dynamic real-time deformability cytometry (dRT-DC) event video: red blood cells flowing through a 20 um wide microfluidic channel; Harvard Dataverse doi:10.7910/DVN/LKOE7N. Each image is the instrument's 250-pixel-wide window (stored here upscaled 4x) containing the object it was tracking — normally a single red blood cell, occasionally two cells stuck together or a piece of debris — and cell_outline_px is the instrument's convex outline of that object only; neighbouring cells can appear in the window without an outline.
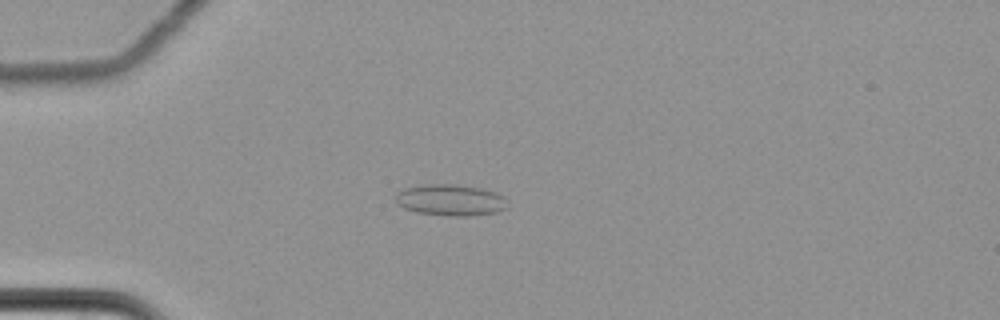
{"species": "common noctule bat (a hibernating species)", "species_latin": "Nyctalus noctula", "temperature_condition": "cold", "stored_images_in_passage": 61, "camera_frame_rate_fps": 3000, "um_per_image_px": 0.085, "animal": {"sex": "female", "body_mass_g": 22.7, "forearm_length_mm": 54.2}, "frame": {"image": 1, "passage_image": 18, "time_ms": 5.667, "image_size_px": [1000, 320], "cell_outline_px": [[508, 208], [496, 212], [468, 216], [448, 216], [416, 212], [404, 208], [396, 204], [396, 192], [404, 188], [424, 184], [452, 184], [480, 188], [496, 192], [504, 196], [508, 200]], "centroid_in_image_um": [38.3, 17.0], "position_along_channel_um": 46.7, "area_um2": 20.69}}
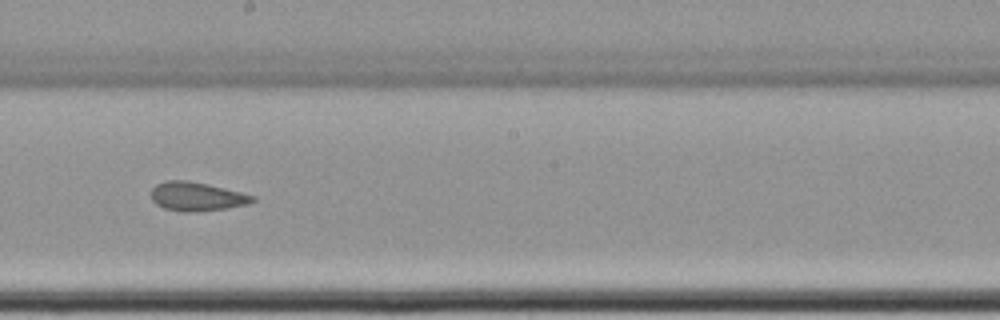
{"frame": {"image": 2, "passage_image": 36, "time_ms": 11.667, "image_size_px": [1000, 320], "cell_outline_px": [[256, 200], [248, 204], [224, 208], [192, 212], [184, 212], [164, 208], [156, 204], [152, 200], [152, 188], [156, 184], [164, 180], [188, 180], [208, 184], [256, 196]], "centroid_in_image_um": [16.71, 16.69], "position_along_channel_um": 231.5, "area_um2": 16.99}}
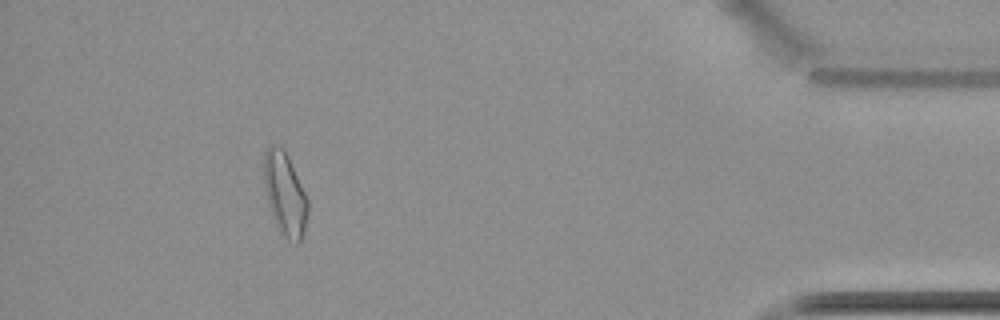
{"frame": {"image": 3, "passage_image": 56, "time_ms": 18.333, "image_size_px": [1000, 320], "cell_outline_px": [[308, 212], [304, 232], [300, 244], [296, 244], [280, 236], [272, 216], [268, 204], [264, 180], [264, 152], [272, 144], [280, 144], [284, 148], [288, 156], [308, 200]], "centroid_in_image_um": [24.22, 16.53], "position_along_channel_um": 411.0, "area_um2": 21.56}, "authors_computed_cell_mechanics": {"area_um2": 18.7272, "velocity_mm_per_s": 3.5074, "shape_relaxation_time_tau1_ms": null, "shape_relaxation_time_tau2_ms": 1.584, "deformation_change_tau1": null, "deformation_change_tau2": 0.0843}}